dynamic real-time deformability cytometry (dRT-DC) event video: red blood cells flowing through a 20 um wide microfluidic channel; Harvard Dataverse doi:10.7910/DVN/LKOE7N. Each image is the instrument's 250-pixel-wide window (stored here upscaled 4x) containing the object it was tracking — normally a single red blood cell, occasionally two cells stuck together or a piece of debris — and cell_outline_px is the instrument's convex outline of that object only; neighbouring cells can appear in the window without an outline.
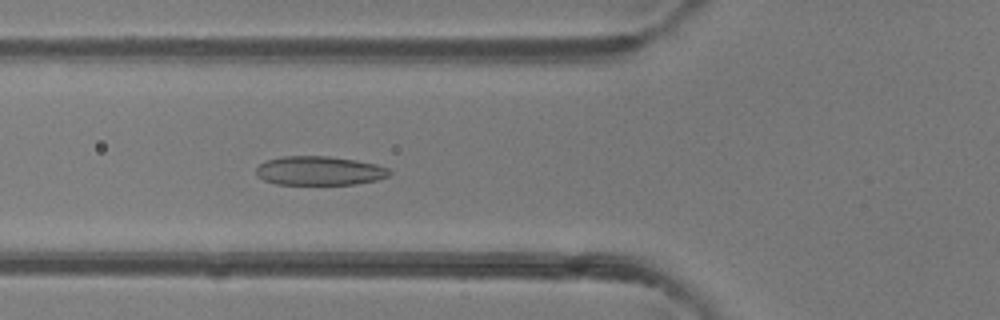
{"species": "common noctule bat (a hibernating species)", "species_latin": "Nyctalus noctula", "temperature_condition": "room temperature", "stored_images_in_passage": 44, "camera_frame_rate_fps": 3000, "um_per_image_px": 0.085, "animal": {"sex": "female"}, "frame": {"image": 1, "passage_image": 12, "time_ms": 3.667, "image_size_px": [1000, 320], "cell_outline_px": [[392, 172], [388, 176], [376, 180], [356, 184], [276, 184], [264, 180], [256, 172], [256, 168], [260, 164], [268, 160], [284, 156], [328, 156], [356, 160], [376, 164], [388, 168]], "centroid_in_image_um": [27.18, 14.51], "position_along_channel_um": 98.6, "area_um2": 22.37}}
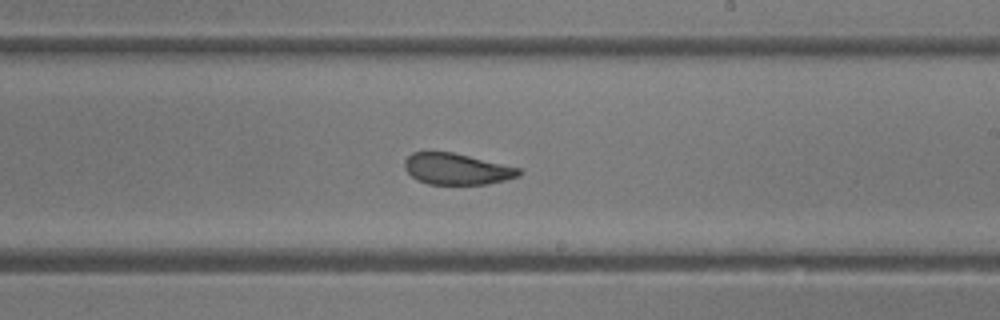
{"frame": {"image": 2, "passage_image": 23, "time_ms": 7.333, "image_size_px": [1000, 320], "cell_outline_px": [[524, 172], [520, 176], [488, 184], [428, 184], [416, 180], [404, 168], [404, 160], [412, 152], [452, 152], [520, 168]], "centroid_in_image_um": [38.82, 14.37], "position_along_channel_um": 250.2, "area_um2": 20.81}}
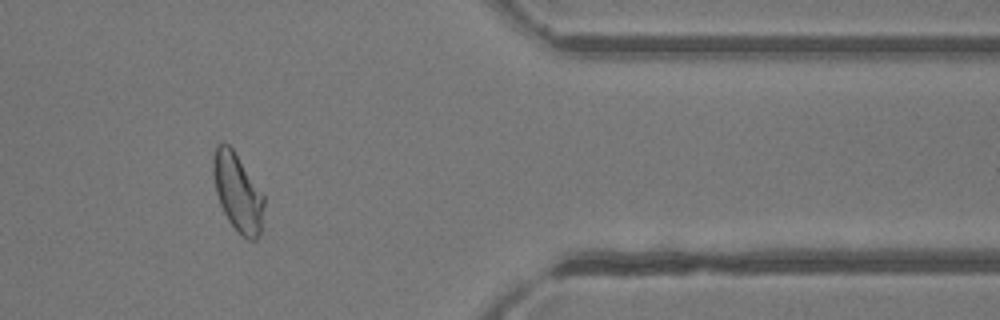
{"frame": {"image": 3, "passage_image": 35, "time_ms": 11.333, "image_size_px": [1000, 320], "cell_outline_px": [[264, 204], [260, 236], [256, 240], [248, 240], [228, 220], [220, 204], [216, 192], [212, 172], [212, 156], [216, 144], [224, 140], [232, 148], [264, 196]], "centroid_in_image_um": [20.18, 16.31], "position_along_channel_um": 391.2, "area_um2": 22.95}, "authors_computed_cell_mechanics": {"area_um2": 23.12, "velocity_mm_per_s": 4.1187, "shape_relaxation_time_tau1_ms": null, "shape_relaxation_time_tau2_ms": 1.5987, "deformation_change_tau1": null, "deformation_change_tau2": 0.0747}}